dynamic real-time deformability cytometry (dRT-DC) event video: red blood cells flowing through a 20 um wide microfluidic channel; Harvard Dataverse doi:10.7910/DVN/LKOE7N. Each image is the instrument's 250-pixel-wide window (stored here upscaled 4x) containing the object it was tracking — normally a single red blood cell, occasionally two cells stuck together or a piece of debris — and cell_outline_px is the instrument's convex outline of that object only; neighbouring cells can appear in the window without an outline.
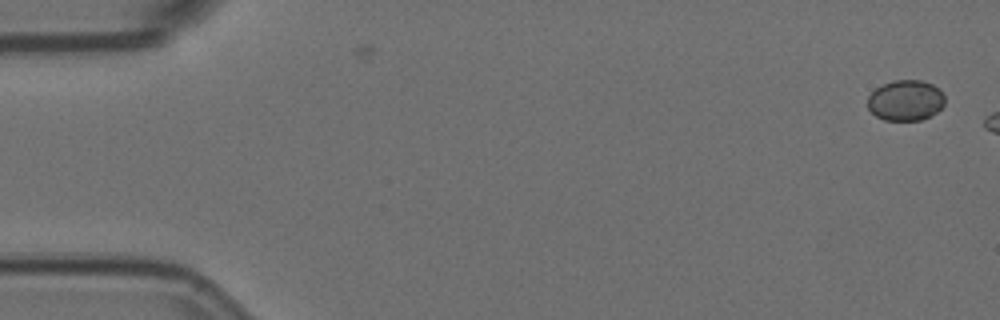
{"species": "Egyptian fruit bat (a non-hibernating species)", "species_latin": "Rousettus aegyptiacus", "temperature_condition": "room temperature", "stored_images_in_passage": 4, "camera_frame_rate_fps": 3000, "um_per_image_px": 0.085, "animal": {"sex": "female"}, "frame": {"image": 1, "passage_image": 1, "time_ms": 0.0, "image_size_px": [1000, 320], "cell_outline_px": [[944, 104], [936, 112], [920, 120], [884, 120], [876, 116], [868, 108], [868, 96], [876, 88], [884, 84], [896, 80], [920, 80], [932, 84], [944, 96]], "centroid_in_image_um": [76.95, 8.53], "position_along_channel_um": 8.0, "area_um2": 17.98}}